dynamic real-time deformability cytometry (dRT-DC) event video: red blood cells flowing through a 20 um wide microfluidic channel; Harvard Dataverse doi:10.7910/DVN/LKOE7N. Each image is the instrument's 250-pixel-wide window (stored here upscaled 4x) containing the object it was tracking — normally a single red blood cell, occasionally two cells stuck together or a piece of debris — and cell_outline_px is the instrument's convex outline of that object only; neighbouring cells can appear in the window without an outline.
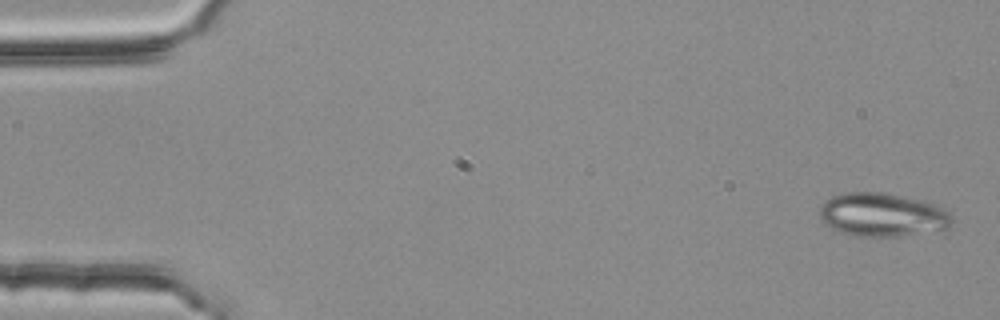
{"species": "common noctule bat (a hibernating species)", "species_latin": "Nyctalus noctula", "temperature_condition": "room temperature", "stored_images_in_passage": 4, "camera_frame_rate_fps": 3000, "um_per_image_px": 0.085, "animal": {"sex": "female", "body_mass_g": 25.1}, "frame": {"image": 1, "passage_image": 1, "time_ms": 0.0, "image_size_px": [1000, 320], "cell_outline_px": [[952, 224], [948, 228], [896, 236], [860, 236], [844, 232], [832, 228], [820, 216], [820, 208], [832, 196], [844, 192], [884, 192], [924, 200], [940, 204], [952, 216]], "centroid_in_image_um": [75.07, 18.22], "position_along_channel_um": 9.9, "area_um2": 33.29}}